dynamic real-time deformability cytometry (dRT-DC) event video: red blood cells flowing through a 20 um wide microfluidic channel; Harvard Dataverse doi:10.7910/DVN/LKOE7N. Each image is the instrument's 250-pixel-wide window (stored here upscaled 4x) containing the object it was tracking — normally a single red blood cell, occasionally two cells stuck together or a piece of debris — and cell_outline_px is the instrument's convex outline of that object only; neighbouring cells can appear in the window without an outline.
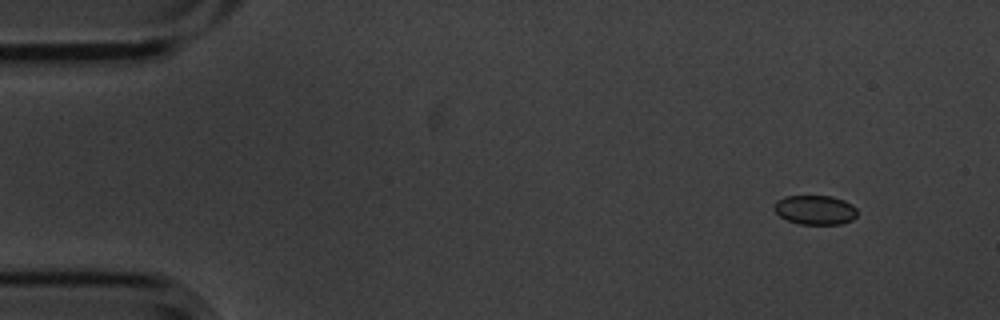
{"species": "common noctule bat (a hibernating species)", "species_latin": "Nyctalus noctula", "temperature_condition": "cold", "stored_images_in_passage": 4, "camera_frame_rate_fps": 3000, "um_per_image_px": 0.085, "animal": {"sex": "male", "body_mass_g": 20.1, "forearm_length_mm": 53.5}, "frame": {"image": 1, "passage_image": 1, "time_ms": 0.0, "image_size_px": [1000, 320], "cell_outline_px": [[856, 216], [852, 220], [840, 224], [800, 224], [788, 220], [780, 216], [772, 208], [776, 200], [784, 196], [832, 196], [844, 200], [852, 204], [856, 208]], "centroid_in_image_um": [69.27, 17.83], "position_along_channel_um": 15.7, "area_um2": 14.28}}
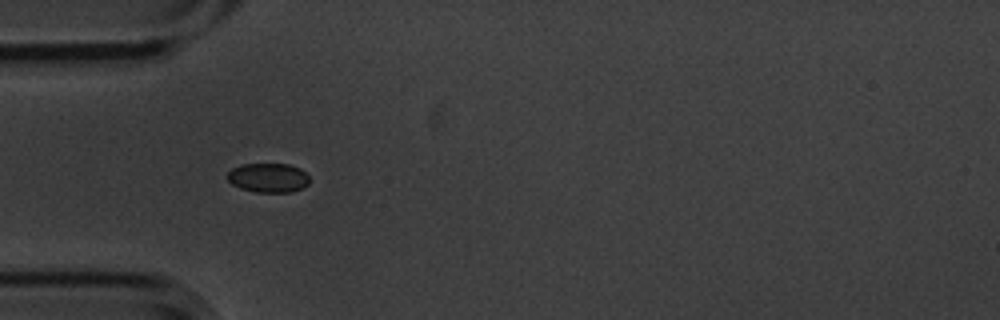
{"frame": {"image": 2, "passage_image": 4, "time_ms": 1.0, "image_size_px": [1000, 320], "cell_outline_px": [[308, 184], [304, 188], [292, 192], [256, 192], [240, 188], [232, 184], [224, 176], [232, 168], [240, 164], [288, 164], [300, 168], [308, 176]], "centroid_in_image_um": [22.78, 15.11], "position_along_channel_um": 62.2, "area_um2": 14.16}}